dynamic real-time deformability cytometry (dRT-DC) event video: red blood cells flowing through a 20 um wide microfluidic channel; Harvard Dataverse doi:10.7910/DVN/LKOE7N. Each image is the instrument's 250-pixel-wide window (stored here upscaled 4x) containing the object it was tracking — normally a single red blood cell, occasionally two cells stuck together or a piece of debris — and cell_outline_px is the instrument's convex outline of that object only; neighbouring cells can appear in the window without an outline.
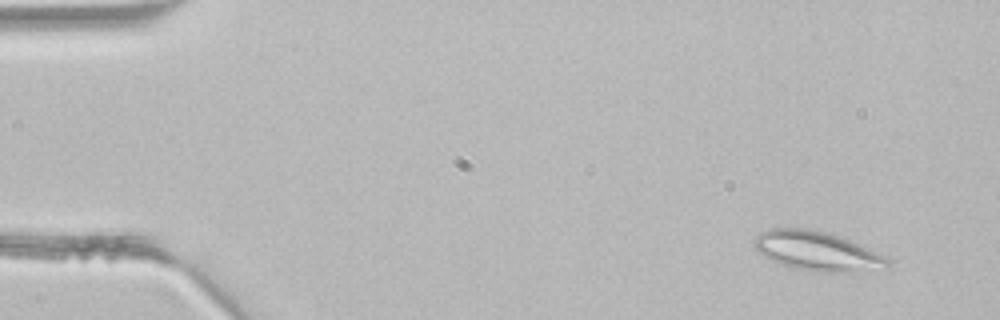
{"species": "common noctule bat (a hibernating species)", "species_latin": "Nyctalus noctula", "temperature_condition": "room temperature", "stored_images_in_passage": 5, "camera_frame_rate_fps": 3000, "um_per_image_px": 0.085, "animal": {"sex": "male", "body_mass_g": 21.5, "forearm_length_mm": 52.0}, "frame": {"image": 1, "passage_image": 2, "time_ms": 0.333, "image_size_px": [1000, 320], "cell_outline_px": [[892, 260], [888, 268], [832, 272], [816, 272], [776, 264], [764, 256], [756, 248], [756, 236], [760, 232], [768, 228], [808, 228], [824, 232], [848, 240], [868, 248]], "centroid_in_image_um": [69.43, 21.34], "position_along_channel_um": 15.6, "area_um2": 30.11}}